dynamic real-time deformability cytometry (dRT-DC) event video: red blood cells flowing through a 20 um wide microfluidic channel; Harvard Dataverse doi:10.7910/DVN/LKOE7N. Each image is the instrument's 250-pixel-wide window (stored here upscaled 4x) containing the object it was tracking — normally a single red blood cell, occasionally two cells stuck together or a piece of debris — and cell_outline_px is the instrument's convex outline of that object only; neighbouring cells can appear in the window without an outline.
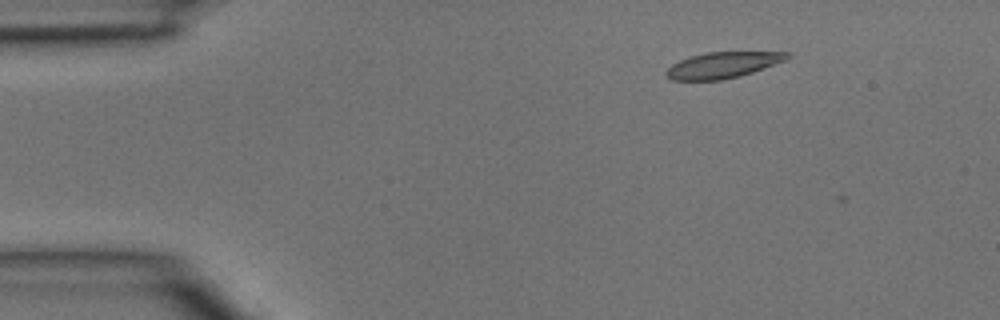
{"species": "common noctule bat (a hibernating species)", "species_latin": "Nyctalus noctula", "temperature_condition": "room temperature", "stored_images_in_passage": 3, "camera_frame_rate_fps": 3000, "um_per_image_px": 0.085, "animal": {"sex": "male", "body_mass_g": 15.6}, "frame": {"image": 1, "passage_image": 1, "time_ms": 0.0, "image_size_px": [1000, 320], "cell_outline_px": [[792, 56], [784, 60], [752, 72], [740, 76], [720, 80], [672, 80], [664, 72], [672, 64], [680, 60], [704, 52], [792, 52]], "centroid_in_image_um": [61.43, 5.52], "position_along_channel_um": 23.6, "area_um2": 18.15}}